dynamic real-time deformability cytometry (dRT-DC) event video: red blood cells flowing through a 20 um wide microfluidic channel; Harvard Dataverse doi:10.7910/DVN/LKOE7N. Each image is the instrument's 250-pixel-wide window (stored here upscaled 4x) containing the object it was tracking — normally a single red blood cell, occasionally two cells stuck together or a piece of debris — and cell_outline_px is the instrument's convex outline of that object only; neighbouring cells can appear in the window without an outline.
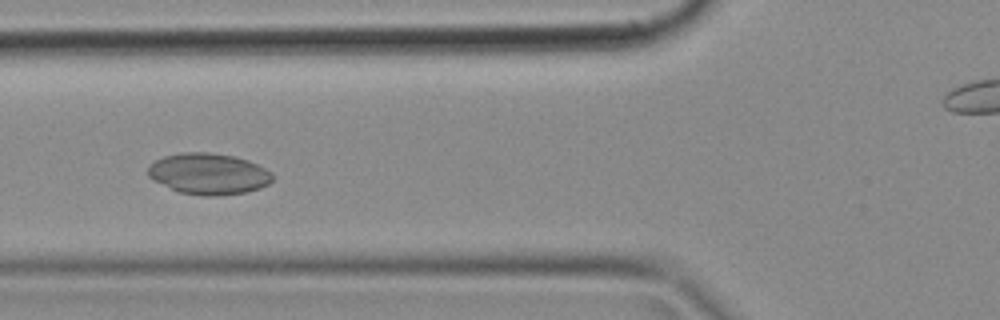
{"species": "common noctule bat (a hibernating species)", "species_latin": "Nyctalus noctula", "temperature_condition": "cold", "stored_images_in_passage": 51, "camera_frame_rate_fps": 3000, "um_per_image_px": 0.085, "animal": {"sex": "female", "body_mass_g": 18.4}, "frame": {"image": 1, "passage_image": 19, "time_ms": 6.0, "image_size_px": [1000, 320], "cell_outline_px": [[276, 176], [268, 184], [260, 188], [248, 192], [216, 196], [200, 196], [180, 192], [152, 180], [148, 176], [148, 168], [156, 160], [164, 156], [184, 152], [208, 152], [236, 156], [248, 160], [272, 172]], "centroid_in_image_um": [17.76, 14.78], "position_along_channel_um": 108.0, "area_um2": 30.06}}
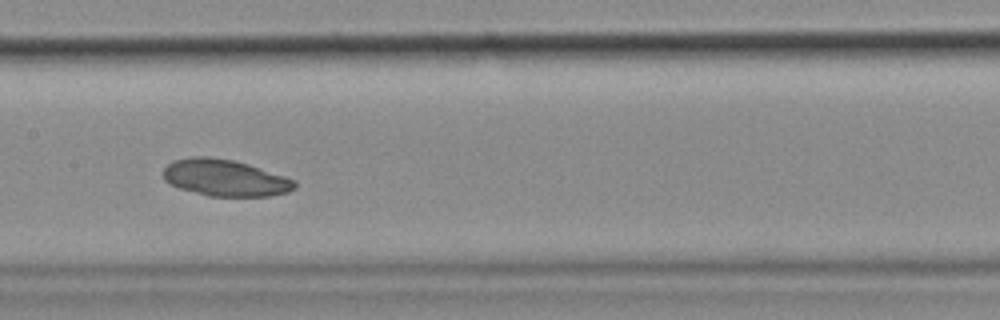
{"frame": {"image": 2, "passage_image": 25, "time_ms": 8.0, "image_size_px": [1000, 320], "cell_outline_px": [[296, 188], [288, 192], [268, 196], [208, 196], [180, 188], [168, 184], [164, 180], [164, 168], [172, 160], [192, 156], [208, 156], [232, 160], [248, 164], [296, 180]], "centroid_in_image_um": [19.11, 15.11], "position_along_channel_um": 188.3, "area_um2": 28.09}}
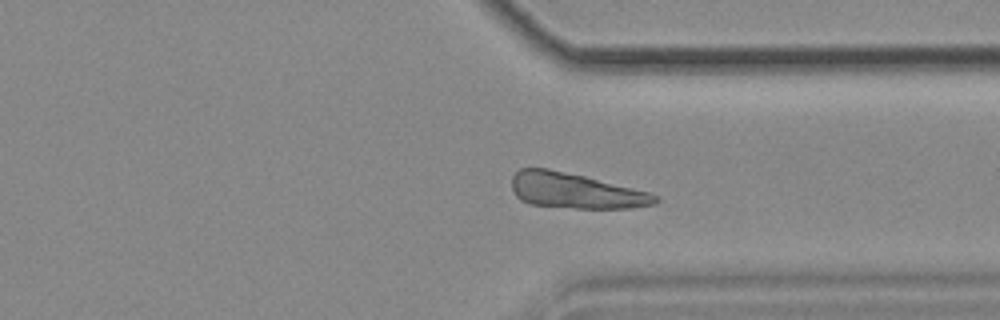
{"frame": {"image": 3, "passage_image": 38, "time_ms": 12.333, "image_size_px": [1000, 320], "cell_outline_px": [[660, 200], [656, 204], [632, 208], [576, 208], [528, 204], [520, 200], [516, 196], [512, 188], [512, 176], [520, 168], [548, 168], [584, 176], [648, 192], [660, 196]], "centroid_in_image_um": [48.91, 16.22], "position_along_channel_um": 362.5, "area_um2": 29.54}}